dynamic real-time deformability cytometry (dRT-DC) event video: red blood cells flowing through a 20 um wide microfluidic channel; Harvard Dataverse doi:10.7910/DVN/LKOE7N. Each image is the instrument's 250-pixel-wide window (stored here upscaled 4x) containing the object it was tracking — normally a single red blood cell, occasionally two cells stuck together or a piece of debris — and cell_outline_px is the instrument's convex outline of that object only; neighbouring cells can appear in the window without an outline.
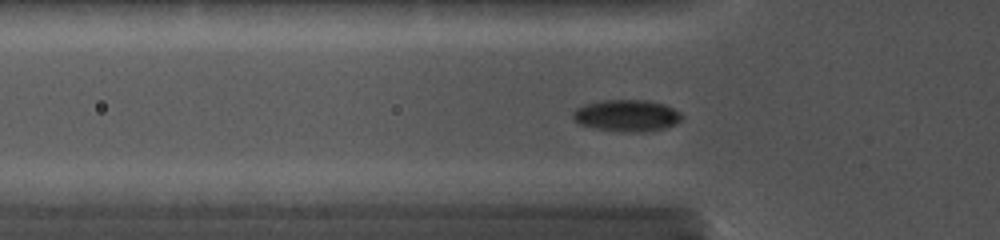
{"species": "common noctule bat (a hibernating species)", "species_latin": "Nyctalus noctula", "temperature_condition": "cold", "stored_images_in_passage": 60, "camera_frame_rate_fps": 5000, "um_per_image_px": 0.085, "animal": {"sex": "female", "body_mass_g": 19.0, "forearm_length_mm": 56.7}, "frame": {"image": 1, "passage_image": 20, "time_ms": 5.2, "image_size_px": [1000, 240], "cell_outline_px": [[684, 116], [676, 124], [664, 128], [644, 132], [624, 132], [596, 128], [580, 124], [572, 116], [572, 112], [576, 108], [584, 104], [600, 100], [648, 100], [664, 104], [680, 112]], "centroid_in_image_um": [53.28, 9.82], "position_along_channel_um": 72.5, "area_um2": 20.17}}
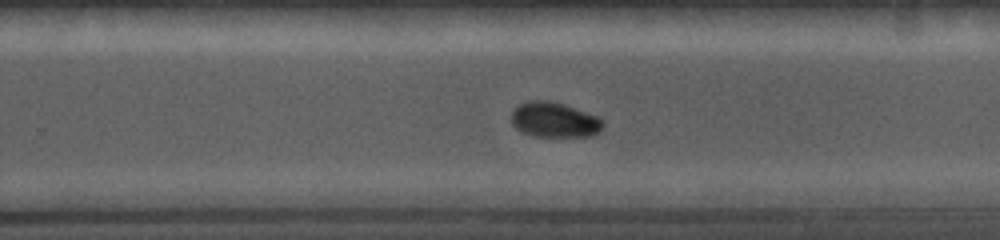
{"frame": {"image": 2, "passage_image": 40, "time_ms": 10.4, "image_size_px": [1000, 240], "cell_outline_px": [[604, 124], [600, 132], [592, 136], [532, 136], [516, 128], [512, 124], [512, 108], [528, 100], [548, 100], [564, 104], [596, 116]], "centroid_in_image_um": [47.1, 10.18], "position_along_channel_um": 282.7, "area_um2": 18.67}}
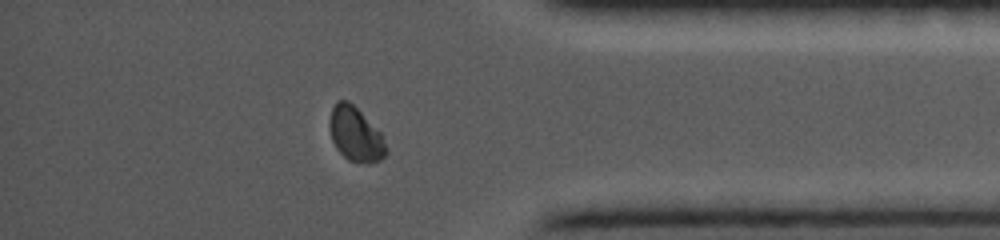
{"frame": {"image": 3, "passage_image": 52, "time_ms": 13.6, "image_size_px": [1000, 240], "cell_outline_px": [[388, 152], [380, 160], [368, 164], [360, 164], [348, 160], [336, 148], [332, 140], [328, 128], [328, 120], [332, 108], [336, 100], [348, 100], [380, 132], [388, 148]], "centroid_in_image_um": [30.2, 11.44], "position_along_channel_um": 405.0, "area_um2": 18.09}}